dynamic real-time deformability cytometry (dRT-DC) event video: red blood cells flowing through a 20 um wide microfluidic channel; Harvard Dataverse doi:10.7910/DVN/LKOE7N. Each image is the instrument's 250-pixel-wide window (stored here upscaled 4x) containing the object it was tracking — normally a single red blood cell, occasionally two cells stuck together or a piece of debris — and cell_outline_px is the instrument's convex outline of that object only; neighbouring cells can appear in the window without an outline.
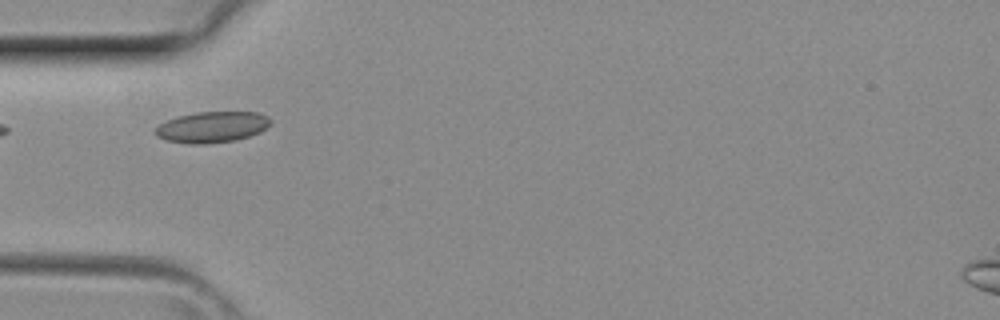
{"species": "common noctule bat (a hibernating species)", "species_latin": "Nyctalus noctula", "temperature_condition": "room temperature", "stored_images_in_passage": 1, "camera_frame_rate_fps": 3000, "um_per_image_px": 0.085, "animal": {"sex": "female", "body_mass_g": 29.2, "forearm_length_mm": 56.3}, "frame": {"image": 1, "passage_image": 1, "time_ms": 0.0, "image_size_px": [1000, 320], "cell_outline_px": [[272, 124], [260, 132], [236, 140], [204, 144], [192, 144], [168, 140], [156, 136], [152, 132], [160, 124], [176, 116], [196, 112], [260, 112], [268, 116], [272, 120]], "centroid_in_image_um": [18.05, 10.79], "position_along_channel_um": 66.9, "area_um2": 20.92}}